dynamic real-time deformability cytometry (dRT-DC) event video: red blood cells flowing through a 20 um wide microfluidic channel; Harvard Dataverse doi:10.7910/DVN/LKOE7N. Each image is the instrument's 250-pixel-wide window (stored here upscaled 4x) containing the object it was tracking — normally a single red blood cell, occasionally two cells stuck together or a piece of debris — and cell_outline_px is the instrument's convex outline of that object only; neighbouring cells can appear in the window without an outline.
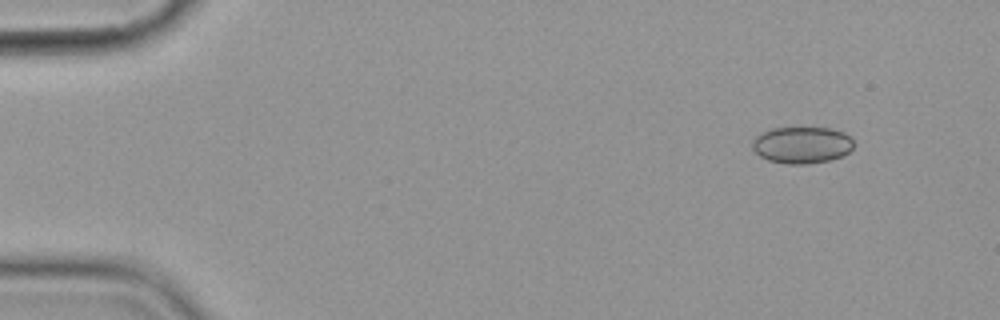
{"species": "common noctule bat (a hibernating species)", "species_latin": "Nyctalus noctula", "temperature_condition": "cold", "stored_images_in_passage": 6, "segment_of_instrument_passage": [2, 2], "camera_frame_rate_fps": 3000, "um_per_image_px": 0.085, "animal": {"sex": "female", "body_mass_g": 19.9}, "frame": {"image": 1, "passage_image": 6, "time_ms": 6.667, "image_size_px": [1000, 320], "cell_outline_px": [[852, 148], [848, 152], [832, 160], [808, 164], [788, 164], [768, 160], [760, 156], [752, 148], [752, 140], [760, 132], [772, 128], [832, 128], [844, 132], [852, 140]], "centroid_in_image_um": [68.13, 12.32], "position_along_channel_um": 16.9, "area_um2": 21.73}}